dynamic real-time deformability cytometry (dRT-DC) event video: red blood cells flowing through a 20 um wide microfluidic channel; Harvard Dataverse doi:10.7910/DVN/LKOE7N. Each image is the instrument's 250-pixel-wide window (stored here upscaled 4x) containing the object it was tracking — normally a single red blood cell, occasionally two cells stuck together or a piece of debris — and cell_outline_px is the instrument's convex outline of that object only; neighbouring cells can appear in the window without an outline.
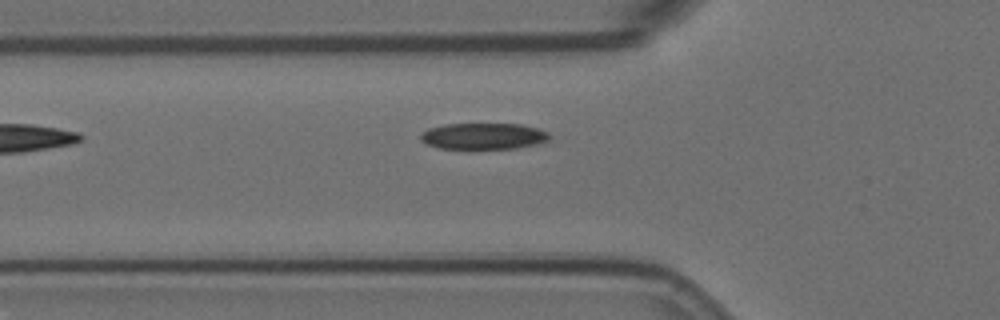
{"species": "Egyptian fruit bat (a non-hibernating species)", "species_latin": "Rousettus aegyptiacus", "temperature_condition": "room temperature", "stored_images_in_passage": 5, "camera_frame_rate_fps": 3000, "um_per_image_px": 0.085, "animal": {"sex": "female"}, "frame": {"image": 1, "passage_image": 5, "time_ms": 1.333, "image_size_px": [1000, 320], "cell_outline_px": [[552, 136], [548, 140], [536, 144], [516, 148], [440, 148], [428, 144], [420, 140], [420, 136], [428, 128], [444, 124], [520, 124], [536, 128], [548, 132]], "centroid_in_image_um": [41.11, 11.56], "position_along_channel_um": 84.7, "area_um2": 19.54}}